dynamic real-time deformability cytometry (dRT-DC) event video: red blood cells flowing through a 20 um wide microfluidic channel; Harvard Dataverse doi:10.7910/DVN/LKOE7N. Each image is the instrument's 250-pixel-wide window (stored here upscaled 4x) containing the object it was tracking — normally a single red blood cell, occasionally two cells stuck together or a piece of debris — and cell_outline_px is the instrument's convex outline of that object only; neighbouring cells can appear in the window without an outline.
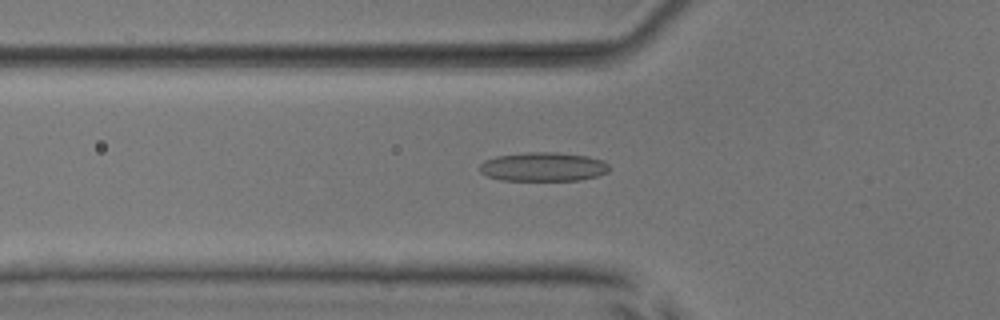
{"species": "common noctule bat (a hibernating species)", "species_latin": "Nyctalus noctula", "temperature_condition": "room temperature", "stored_images_in_passage": 52, "camera_frame_rate_fps": 3000, "um_per_image_px": 0.085, "animal": {"sex": "male", "body_mass_g": 17.9, "forearm_length_mm": 54.2}, "frame": {"image": 1, "passage_image": 19, "time_ms": 6.0, "image_size_px": [1000, 320], "cell_outline_px": [[608, 172], [596, 176], [580, 180], [500, 180], [488, 176], [480, 172], [480, 164], [484, 160], [496, 156], [528, 152], [556, 152], [588, 156], [604, 160], [608, 164]], "centroid_in_image_um": [46.17, 14.17], "position_along_channel_um": 79.6, "area_um2": 21.91}}
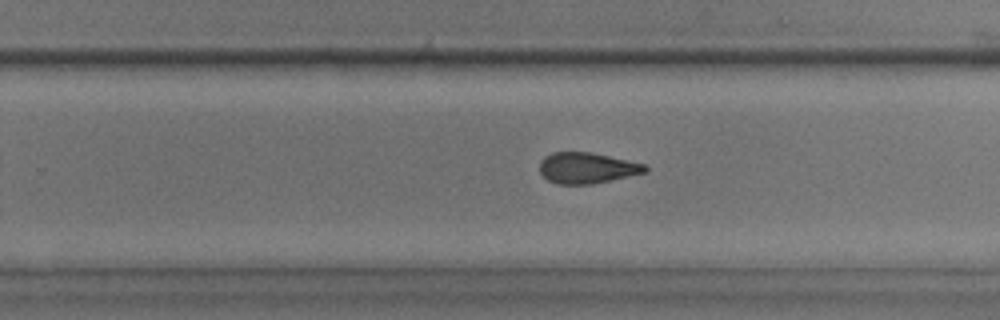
{"frame": {"image": 2, "passage_image": 34, "time_ms": 11.0, "image_size_px": [1000, 320], "cell_outline_px": [[648, 168], [644, 172], [592, 184], [556, 184], [548, 180], [540, 172], [540, 160], [544, 156], [552, 152], [592, 152], [644, 164]], "centroid_in_image_um": [49.83, 14.27], "position_along_channel_um": 280.0, "area_um2": 18.79}}
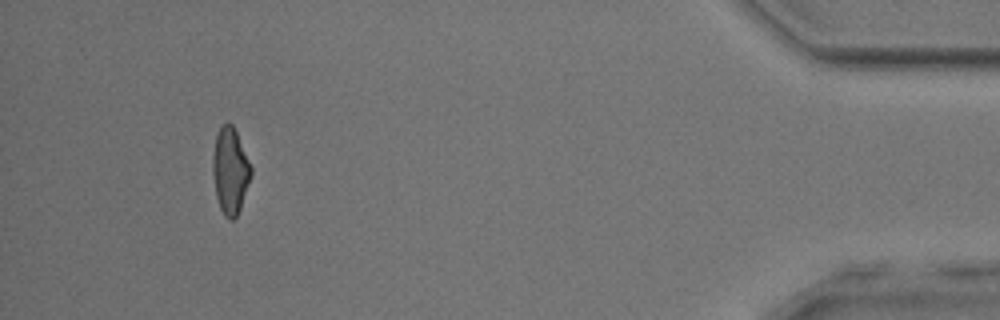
{"frame": {"image": 3, "passage_image": 49, "time_ms": 16.0, "image_size_px": [1000, 320], "cell_outline_px": [[252, 176], [240, 208], [236, 216], [232, 220], [228, 220], [224, 216], [220, 208], [216, 196], [212, 172], [212, 156], [216, 136], [220, 128], [224, 124], [232, 124], [236, 132], [252, 168]], "centroid_in_image_um": [19.56, 14.55], "position_along_channel_um": 415.6, "area_um2": 19.13}, "authors_computed_cell_mechanics": {"area_um2": 20.1722, "velocity_mm_per_s": 4.0077, "shape_relaxation_time_tau1_ms": 3.7998, "shape_relaxation_time_tau2_ms": 3.142, "deformation_change_tau1": 0.1234, "deformation_change_tau2": 0.1248}}